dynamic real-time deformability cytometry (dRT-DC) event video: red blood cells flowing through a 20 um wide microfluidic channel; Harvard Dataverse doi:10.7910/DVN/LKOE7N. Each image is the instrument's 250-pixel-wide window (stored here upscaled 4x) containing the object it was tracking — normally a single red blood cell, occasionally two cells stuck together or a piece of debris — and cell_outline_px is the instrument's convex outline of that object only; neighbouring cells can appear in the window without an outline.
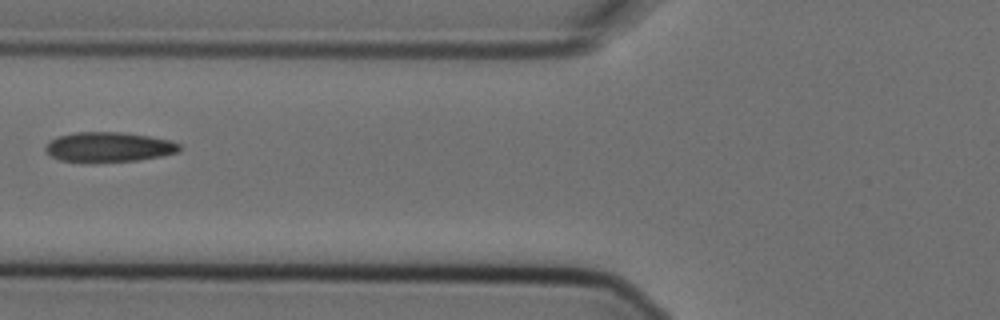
{"species": "Egyptian fruit bat (a non-hibernating species)", "species_latin": "Rousettus aegyptiacus", "temperature_condition": "cold", "stored_images_in_passage": 2, "camera_frame_rate_fps": 3000, "um_per_image_px": 0.085, "animal": {"sex": "female"}, "frame": {"image": 1, "passage_image": 2, "time_ms": 0.333, "image_size_px": [1000, 320], "cell_outline_px": [[180, 152], [160, 156], [136, 160], [92, 164], [60, 160], [52, 156], [44, 148], [56, 136], [76, 132], [120, 132], [148, 136], [172, 140], [180, 144]], "centroid_in_image_um": [9.25, 12.52], "position_along_channel_um": 116.6, "area_um2": 23.64}}